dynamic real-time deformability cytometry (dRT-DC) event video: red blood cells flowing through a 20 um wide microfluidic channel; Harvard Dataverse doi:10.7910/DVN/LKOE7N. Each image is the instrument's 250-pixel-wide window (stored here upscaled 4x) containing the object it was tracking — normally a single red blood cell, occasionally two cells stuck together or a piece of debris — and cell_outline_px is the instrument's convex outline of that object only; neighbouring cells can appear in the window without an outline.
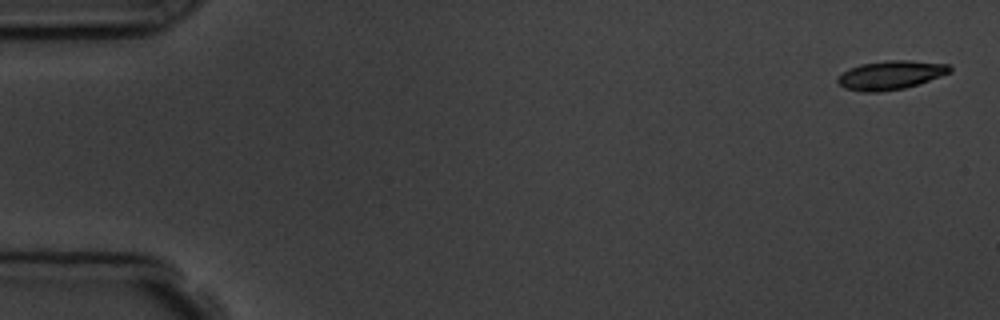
{"species": "common noctule bat (a hibernating species)", "species_latin": "Nyctalus noctula", "temperature_condition": "room temperature", "stored_images_in_passage": 6, "segment_of_instrument_passage": [1, 2], "camera_frame_rate_fps": 3000, "um_per_image_px": 0.085, "animal": {"sex": "male", "body_mass_g": 19.5, "forearm_length_mm": 54.6}, "frame": {"image": 1, "passage_image": 1, "time_ms": 0.0, "image_size_px": [1000, 320], "cell_outline_px": [[952, 72], [904, 88], [876, 92], [864, 92], [844, 88], [836, 80], [836, 76], [848, 68], [860, 64], [888, 60], [908, 60], [948, 64], [952, 68]], "centroid_in_image_um": [75.66, 6.37], "position_along_channel_um": 9.3, "area_um2": 18.79}}